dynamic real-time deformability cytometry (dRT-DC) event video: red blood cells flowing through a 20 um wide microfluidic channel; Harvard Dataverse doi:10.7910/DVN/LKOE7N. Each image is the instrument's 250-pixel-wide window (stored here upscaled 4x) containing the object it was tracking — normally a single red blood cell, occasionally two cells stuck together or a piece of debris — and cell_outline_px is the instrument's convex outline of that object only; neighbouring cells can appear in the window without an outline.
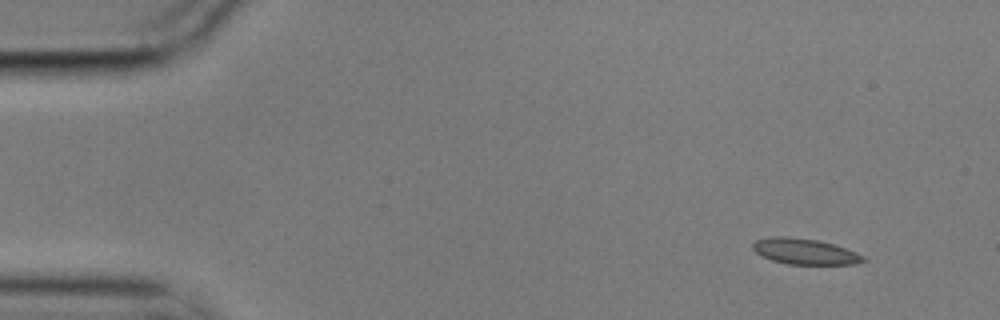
{"species": "common noctule bat (a hibernating species)", "species_latin": "Nyctalus noctula", "temperature_condition": "cold", "stored_images_in_passage": 4, "camera_frame_rate_fps": 3000, "um_per_image_px": 0.085, "animal": {"sex": "male", "body_mass_g": 17.9}, "frame": {"image": 1, "passage_image": 1, "time_ms": 0.0, "image_size_px": [1000, 320], "cell_outline_px": [[868, 260], [856, 264], [788, 264], [772, 260], [760, 256], [752, 248], [752, 244], [756, 240], [768, 236], [788, 236], [816, 240], [836, 244], [856, 252], [864, 256]], "centroid_in_image_um": [68.41, 21.37], "position_along_channel_um": 16.6, "area_um2": 16.82}}
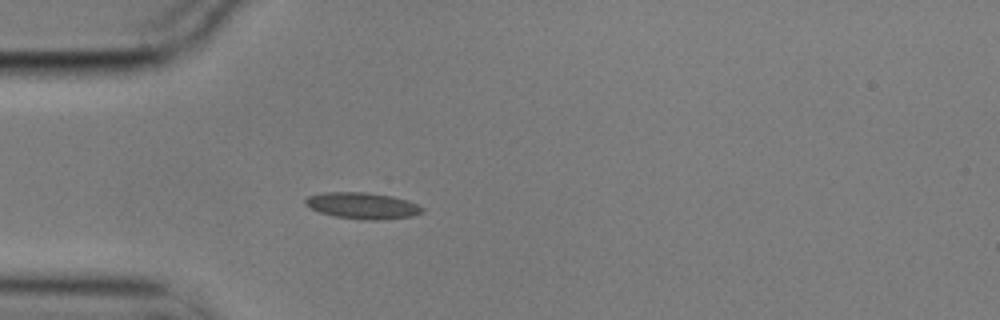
{"frame": {"image": 2, "passage_image": 4, "time_ms": 1.0, "image_size_px": [1000, 320], "cell_outline_px": [[424, 212], [412, 216], [380, 220], [364, 220], [336, 216], [320, 212], [304, 204], [304, 200], [308, 196], [324, 192], [368, 192], [392, 196], [416, 204], [424, 208]], "centroid_in_image_um": [30.81, 17.48], "position_along_channel_um": 54.2, "area_um2": 17.86}}